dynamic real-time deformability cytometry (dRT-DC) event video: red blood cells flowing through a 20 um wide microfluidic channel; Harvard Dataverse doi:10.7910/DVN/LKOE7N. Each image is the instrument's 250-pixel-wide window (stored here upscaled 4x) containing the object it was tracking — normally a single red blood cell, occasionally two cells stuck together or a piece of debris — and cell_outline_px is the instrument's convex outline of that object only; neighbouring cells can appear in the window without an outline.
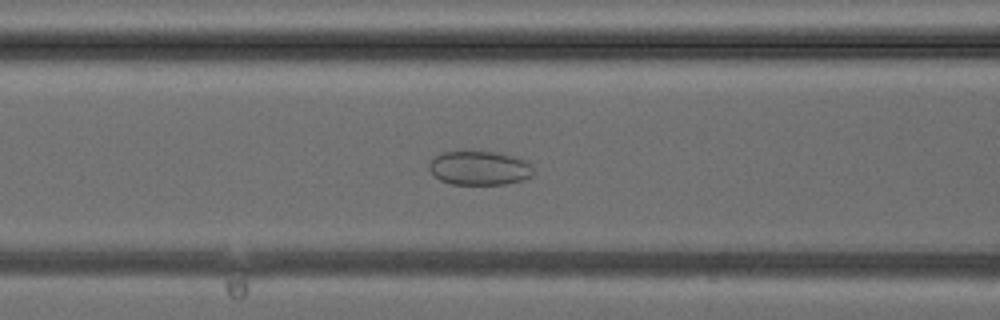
{"species": "common noctule bat (a hibernating species)", "species_latin": "Nyctalus noctula", "temperature_condition": "cold", "stored_images_in_passage": 33, "camera_frame_rate_fps": 3000, "um_per_image_px": 0.085, "animal": {"sex": "female", "body_mass_g": 24.6, "forearm_length_mm": 56.2}, "frame": {"image": 1, "passage_image": 10, "time_ms": 3.0, "image_size_px": [1000, 320], "cell_outline_px": [[532, 176], [520, 180], [504, 184], [452, 184], [440, 180], [428, 168], [428, 164], [436, 156], [444, 152], [496, 152], [516, 156], [524, 160], [532, 168]], "centroid_in_image_um": [40.74, 14.28], "position_along_channel_um": 125.9, "area_um2": 20.35}}
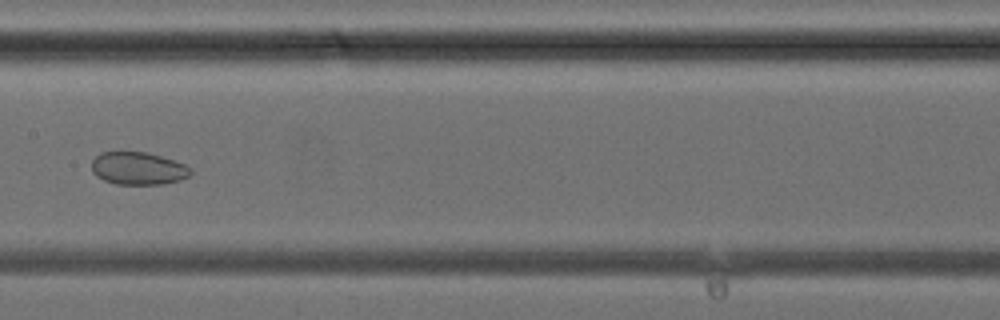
{"frame": {"image": 2, "passage_image": 14, "time_ms": 4.333, "image_size_px": [1000, 320], "cell_outline_px": [[192, 172], [188, 176], [180, 180], [164, 184], [116, 184], [104, 180], [96, 176], [92, 172], [92, 160], [100, 152], [144, 152], [160, 156], [184, 164], [192, 168]], "centroid_in_image_um": [11.73, 14.32], "position_along_channel_um": 195.7, "area_um2": 18.79}}
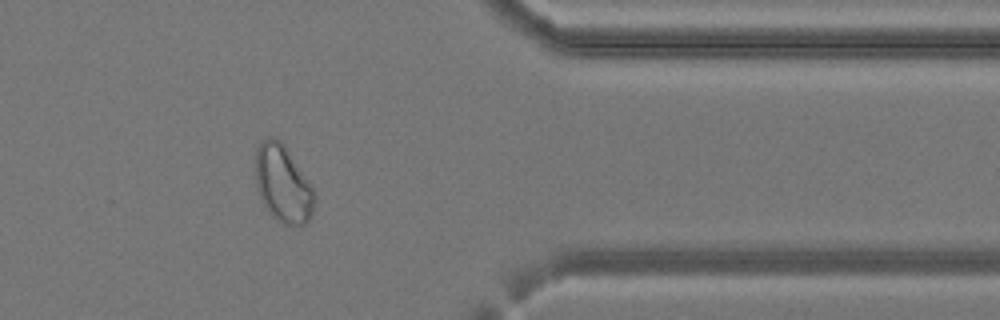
{"frame": {"image": 3, "passage_image": 26, "time_ms": 8.333, "image_size_px": [1000, 320], "cell_outline_px": [[312, 216], [304, 224], [284, 224], [276, 220], [268, 212], [256, 188], [256, 148], [268, 136], [276, 136], [284, 144], [308, 180], [312, 188]], "centroid_in_image_um": [24.01, 15.6], "position_along_channel_um": 387.4, "area_um2": 26.07}}